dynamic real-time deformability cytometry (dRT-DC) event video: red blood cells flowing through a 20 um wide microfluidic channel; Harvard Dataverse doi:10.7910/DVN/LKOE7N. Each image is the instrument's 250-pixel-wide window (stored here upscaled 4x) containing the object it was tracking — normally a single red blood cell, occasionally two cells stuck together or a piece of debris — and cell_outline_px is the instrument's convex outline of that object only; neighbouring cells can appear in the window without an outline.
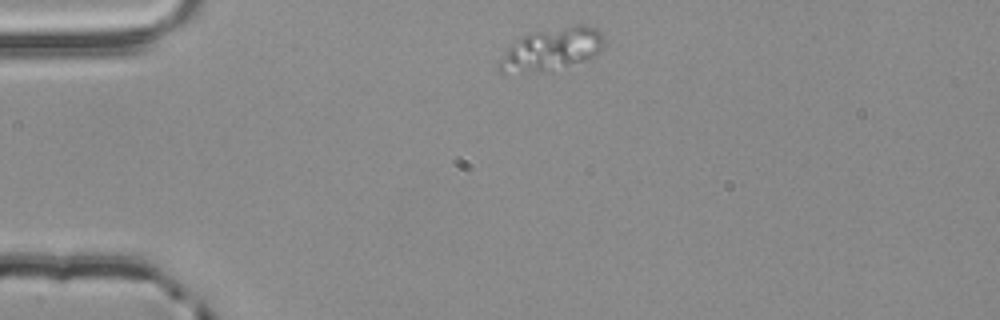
{"species": "common noctule bat (a hibernating species)", "species_latin": "Nyctalus noctula", "temperature_condition": "room temperature", "stored_images_in_passage": 2, "camera_frame_rate_fps": 3000, "um_per_image_px": 0.085, "animal": {"sex": "male", "body_mass_g": 20.4}, "frame": {"image": 1, "passage_image": 1, "time_ms": 0.0, "image_size_px": [1000, 320], "cell_outline_px": [[604, 44], [596, 56], [588, 60], [540, 72], [500, 72], [496, 68], [500, 60], [508, 48], [512, 44], [524, 36], [536, 32], [576, 24], [588, 24], [596, 28], [604, 36]], "centroid_in_image_um": [46.95, 4.18], "position_along_channel_um": 38.1, "area_um2": 25.72}}
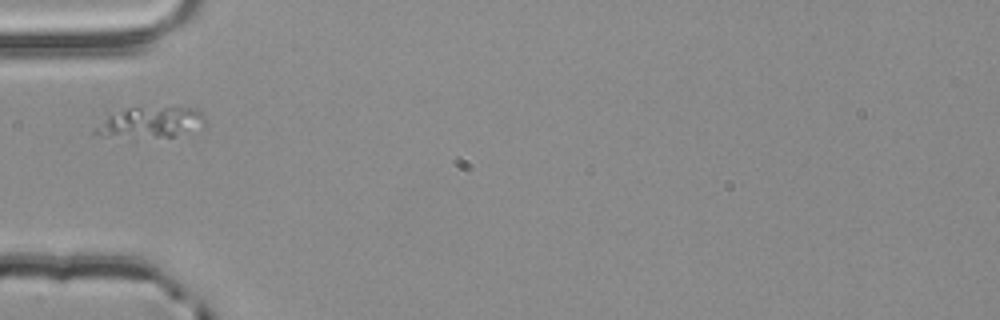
{"frame": {"image": 2, "passage_image": 2, "time_ms": 0.333, "image_size_px": [1000, 320], "cell_outline_px": [[204, 128], [176, 136], [100, 136], [96, 132], [96, 128], [108, 116], [128, 108], [196, 108], [204, 116]], "centroid_in_image_um": [12.91, 10.4], "position_along_channel_um": 72.1, "area_um2": 18.96}}